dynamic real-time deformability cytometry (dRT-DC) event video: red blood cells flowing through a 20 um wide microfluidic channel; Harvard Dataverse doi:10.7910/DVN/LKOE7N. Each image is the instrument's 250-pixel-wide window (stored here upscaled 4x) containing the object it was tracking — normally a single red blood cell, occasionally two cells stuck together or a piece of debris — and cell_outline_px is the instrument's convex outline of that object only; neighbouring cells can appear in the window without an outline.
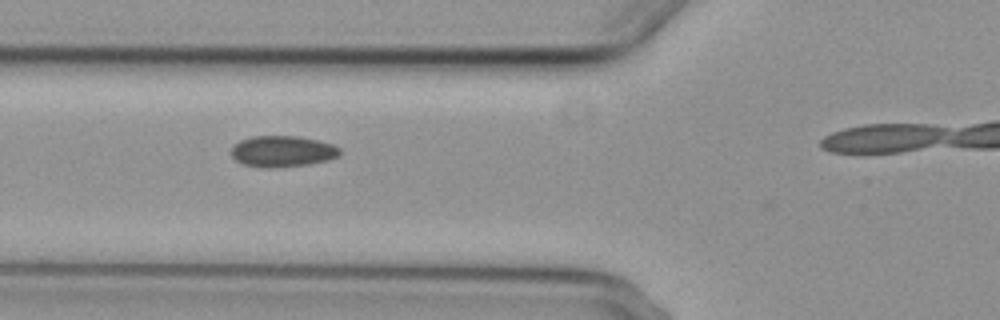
{"species": "common noctule bat (a hibernating species)", "species_latin": "Nyctalus noctula", "temperature_condition": "cold", "stored_images_in_passage": 8, "camera_frame_rate_fps": 3000, "um_per_image_px": 0.085, "animal": {"sex": "female", "body_mass_g": 29.2, "forearm_length_mm": 56.3}, "frame": {"image": 1, "passage_image": 5, "time_ms": 4.333, "image_size_px": [1000, 320], "cell_outline_px": [[340, 156], [328, 160], [308, 164], [276, 168], [260, 168], [244, 164], [236, 160], [232, 156], [232, 148], [240, 140], [252, 136], [300, 136], [332, 144], [340, 148]], "centroid_in_image_um": [24.02, 12.87], "position_along_channel_um": 101.8, "area_um2": 19.77}}
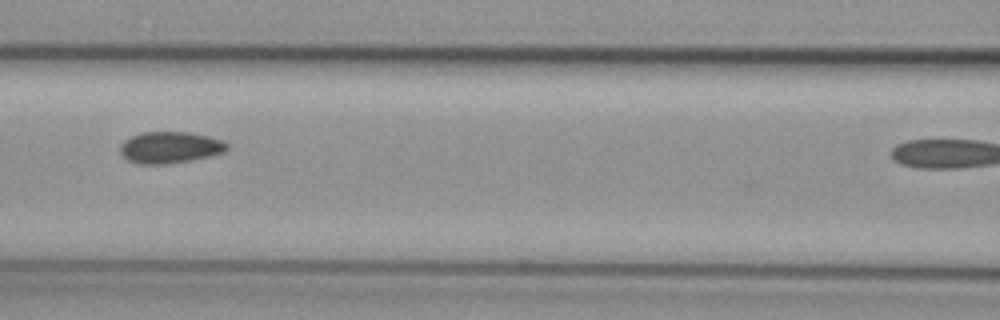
{"frame": {"image": 2, "passage_image": 6, "time_ms": 5.667, "image_size_px": [1000, 320], "cell_outline_px": [[228, 148], [224, 152], [208, 156], [188, 160], [164, 164], [140, 164], [128, 160], [120, 152], [120, 144], [124, 140], [132, 136], [144, 132], [188, 132], [208, 136], [220, 140], [228, 144]], "centroid_in_image_um": [14.42, 12.52], "position_along_channel_um": 152.2, "area_um2": 19.36}}
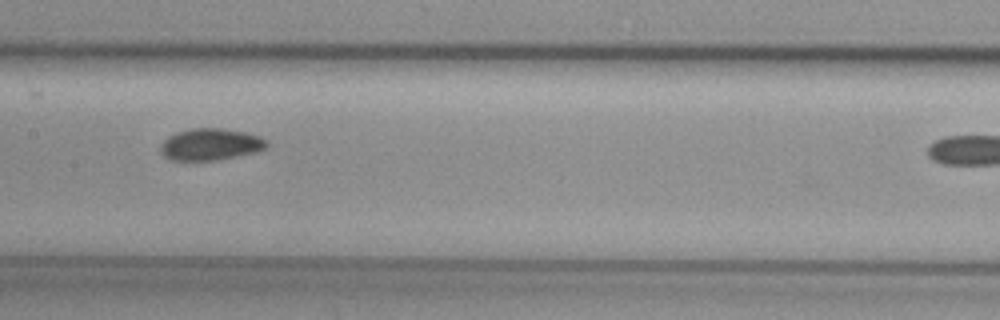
{"frame": {"image": 3, "passage_image": 7, "time_ms": 6.667, "image_size_px": [1000, 320], "cell_outline_px": [[268, 148], [256, 152], [216, 160], [168, 160], [160, 152], [160, 144], [168, 136], [176, 132], [192, 128], [220, 128], [244, 132], [260, 136], [268, 140]], "centroid_in_image_um": [17.89, 12.27], "position_along_channel_um": 189.5, "area_um2": 19.83}}